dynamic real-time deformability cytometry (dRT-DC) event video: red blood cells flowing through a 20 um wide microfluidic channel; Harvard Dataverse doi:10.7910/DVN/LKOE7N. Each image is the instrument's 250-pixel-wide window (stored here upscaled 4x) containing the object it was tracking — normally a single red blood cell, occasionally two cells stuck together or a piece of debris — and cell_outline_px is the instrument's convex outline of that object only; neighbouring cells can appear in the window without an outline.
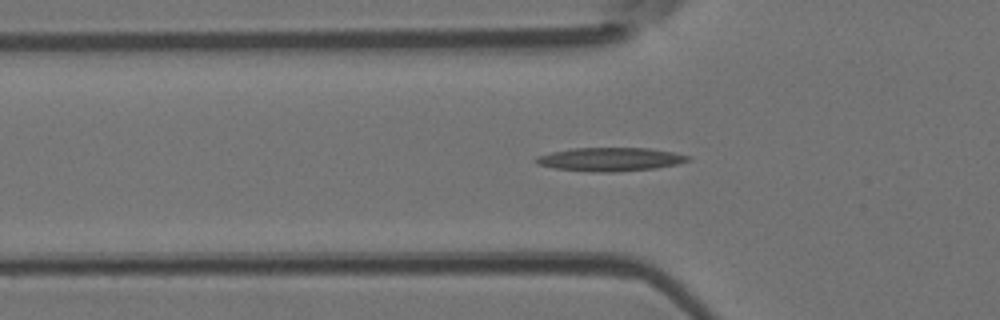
{"species": "Egyptian fruit bat (a non-hibernating species)", "species_latin": "Rousettus aegyptiacus", "temperature_condition": "room temperature", "stored_images_in_passage": 50, "segment_of_instrument_passage": [1, 2], "camera_frame_rate_fps": 3000, "um_per_image_px": 0.085, "animal": {"sex": "female"}, "frame": {"image": 1, "passage_image": 16, "time_ms": 5.0, "image_size_px": [1000, 320], "cell_outline_px": [[692, 156], [688, 160], [676, 164], [656, 168], [612, 172], [596, 172], [556, 168], [536, 164], [532, 160], [536, 156], [552, 152], [572, 148], [648, 148], [672, 152]], "centroid_in_image_um": [51.83, 13.54], "position_along_channel_um": 74.0, "area_um2": 20.75}}
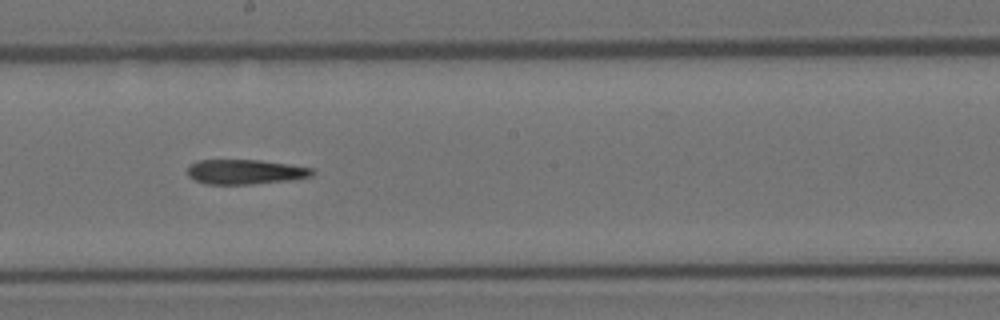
{"frame": {"image": 2, "passage_image": 27, "time_ms": 8.667, "image_size_px": [1000, 320], "cell_outline_px": [[316, 172], [312, 176], [296, 180], [252, 184], [204, 184], [188, 176], [188, 164], [200, 160], [260, 160], [316, 168]], "centroid_in_image_um": [20.91, 14.61], "position_along_channel_um": 227.3, "area_um2": 18.32}}
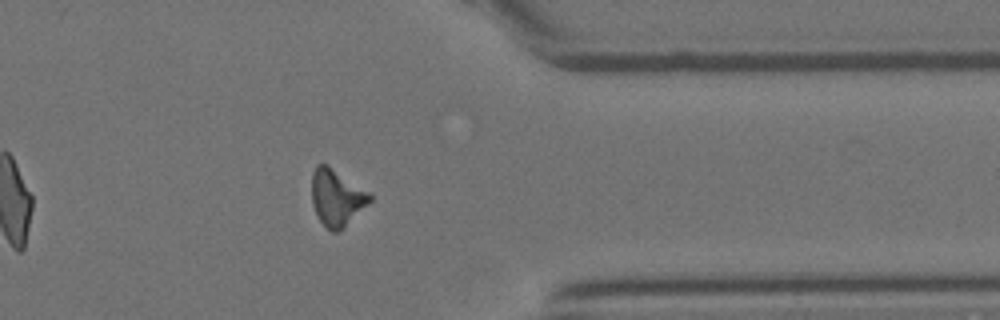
{"frame": {"image": 3, "passage_image": 39, "time_ms": 12.667, "image_size_px": [1000, 320], "cell_outline_px": [[372, 200], [344, 228], [336, 232], [332, 232], [316, 216], [312, 204], [312, 172], [316, 164], [328, 164], [372, 192]], "centroid_in_image_um": [28.64, 16.76], "position_along_channel_um": 382.8, "area_um2": 19.59}}